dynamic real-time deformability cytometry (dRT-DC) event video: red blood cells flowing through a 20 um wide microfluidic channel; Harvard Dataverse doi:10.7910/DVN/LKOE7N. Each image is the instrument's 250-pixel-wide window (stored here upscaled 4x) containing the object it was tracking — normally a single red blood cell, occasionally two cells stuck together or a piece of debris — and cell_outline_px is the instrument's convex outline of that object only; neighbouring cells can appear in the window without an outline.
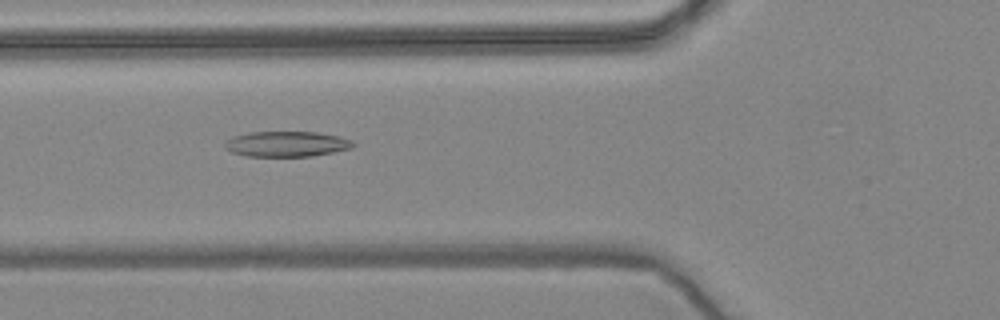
{"species": "common noctule bat (a hibernating species)", "species_latin": "Nyctalus noctula", "temperature_condition": "warm", "stored_images_in_passage": 57, "camera_frame_rate_fps": 3000, "um_per_image_px": 0.085, "animal": {"sex": "female", "body_mass_g": 24.6, "forearm_length_mm": 56.2}, "frame": {"image": 1, "passage_image": 21, "time_ms": 6.667, "image_size_px": [1000, 320], "cell_outline_px": [[356, 144], [352, 148], [312, 156], [244, 156], [232, 152], [224, 148], [224, 144], [232, 136], [252, 132], [316, 132], [336, 136], [352, 140]], "centroid_in_image_um": [24.34, 12.24], "position_along_channel_um": 101.5, "area_um2": 18.9}}
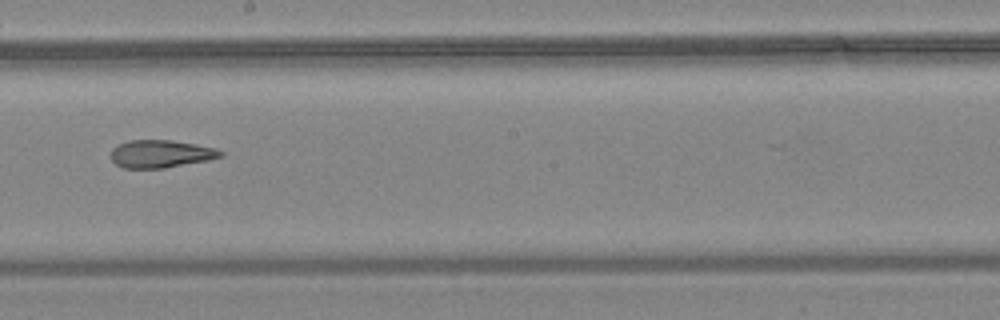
{"frame": {"image": 2, "passage_image": 32, "time_ms": 10.333, "image_size_px": [1000, 320], "cell_outline_px": [[224, 156], [208, 160], [164, 168], [124, 168], [116, 164], [112, 160], [112, 148], [128, 140], [172, 140], [196, 144], [216, 148], [224, 152]], "centroid_in_image_um": [13.7, 13.07], "position_along_channel_um": 234.5, "area_um2": 17.69}}
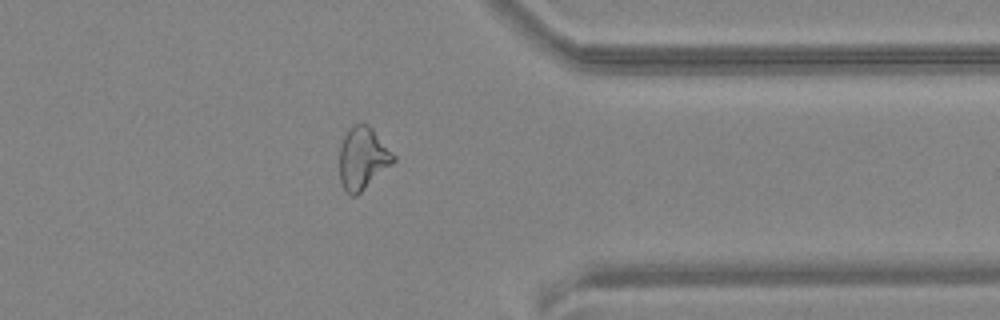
{"frame": {"image": 3, "passage_image": 45, "time_ms": 14.667, "image_size_px": [1000, 320], "cell_outline_px": [[396, 160], [392, 164], [356, 196], [352, 196], [344, 188], [340, 180], [340, 148], [344, 132], [348, 128], [356, 124], [368, 124], [372, 128], [396, 156]], "centroid_in_image_um": [30.83, 13.43], "position_along_channel_um": 380.6, "area_um2": 19.48}, "authors_computed_cell_mechanics": {"area_um2": 20.519, "velocity_mm_per_s": 3.6191, "shape_relaxation_time_tau1_ms": null, "shape_relaxation_time_tau2_ms": 3.0218, "deformation_change_tau1": null, "deformation_change_tau2": 0.1145}}